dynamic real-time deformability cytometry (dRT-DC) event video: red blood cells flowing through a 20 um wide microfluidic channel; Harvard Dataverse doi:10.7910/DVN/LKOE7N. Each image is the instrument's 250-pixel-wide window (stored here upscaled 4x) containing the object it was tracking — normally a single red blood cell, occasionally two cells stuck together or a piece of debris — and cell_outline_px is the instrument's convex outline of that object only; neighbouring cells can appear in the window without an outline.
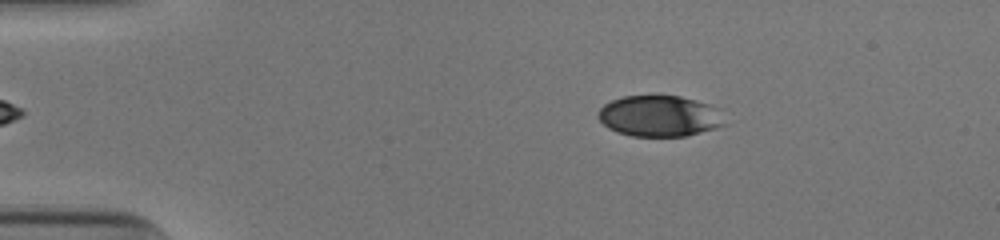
{"species": "human", "species_latin": "Homo sapiens", "temperature_condition": "cold", "stored_images_in_passage": 45, "camera_frame_rate_fps": 3000, "um_per_image_px": 0.085, "donor": {"sex": "male"}, "frame": {"image": 1, "passage_image": 2, "time_ms": 0.333, "image_size_px": [1000, 240], "cell_outline_px": [[724, 124], [716, 128], [684, 136], [632, 136], [616, 132], [608, 128], [596, 116], [596, 112], [604, 104], [612, 100], [624, 96], [680, 96], [708, 104], [720, 108]], "centroid_in_image_um": [56.03, 9.86], "position_along_channel_um": 29.0, "area_um2": 30.23}}
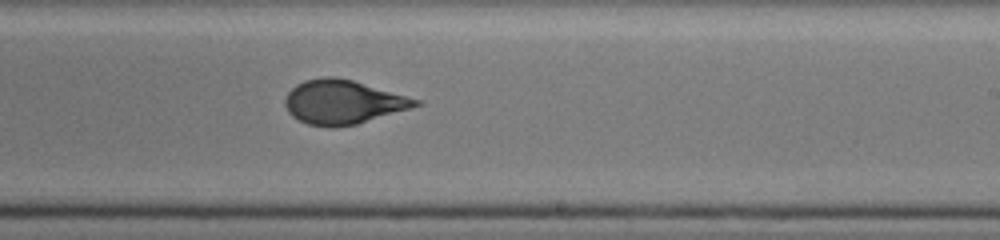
{"frame": {"image": 2, "passage_image": 25, "time_ms": 8.0, "image_size_px": [1000, 240], "cell_outline_px": [[424, 104], [356, 124], [332, 128], [308, 124], [292, 116], [288, 112], [284, 104], [284, 100], [288, 92], [296, 84], [304, 80], [324, 76], [336, 76], [352, 80], [420, 100]], "centroid_in_image_um": [29.11, 8.67], "position_along_channel_um": 259.9, "area_um2": 33.35}}
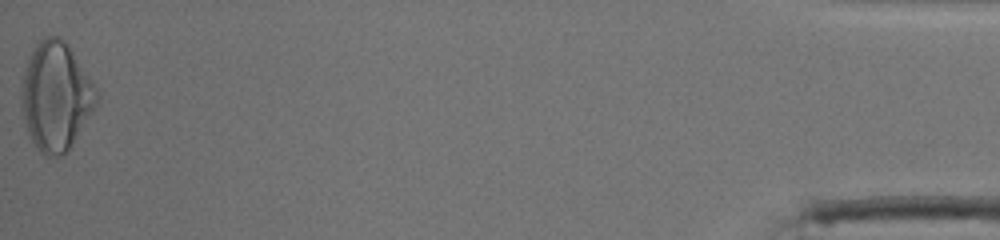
{"frame": {"image": 3, "passage_image": 45, "time_ms": 14.667, "image_size_px": [1000, 240], "cell_outline_px": [[100, 96], [96, 104], [68, 148], [60, 156], [44, 156], [36, 148], [28, 132], [20, 108], [20, 80], [28, 56], [32, 48], [44, 36], [60, 36], [68, 44], [92, 80]], "centroid_in_image_um": [4.69, 8.13], "position_along_channel_um": 430.5, "area_um2": 47.63}, "authors_computed_cell_mechanics": {"area_um2": 33.6974, "velocity_mm_per_s": 3.9302, "shape_relaxation_time_tau1_ms": 5.6186, "shape_relaxation_time_tau2_ms": 0.7594, "deformation_change_tau1": 0.1805, "deformation_change_tau2": 0.0626}}